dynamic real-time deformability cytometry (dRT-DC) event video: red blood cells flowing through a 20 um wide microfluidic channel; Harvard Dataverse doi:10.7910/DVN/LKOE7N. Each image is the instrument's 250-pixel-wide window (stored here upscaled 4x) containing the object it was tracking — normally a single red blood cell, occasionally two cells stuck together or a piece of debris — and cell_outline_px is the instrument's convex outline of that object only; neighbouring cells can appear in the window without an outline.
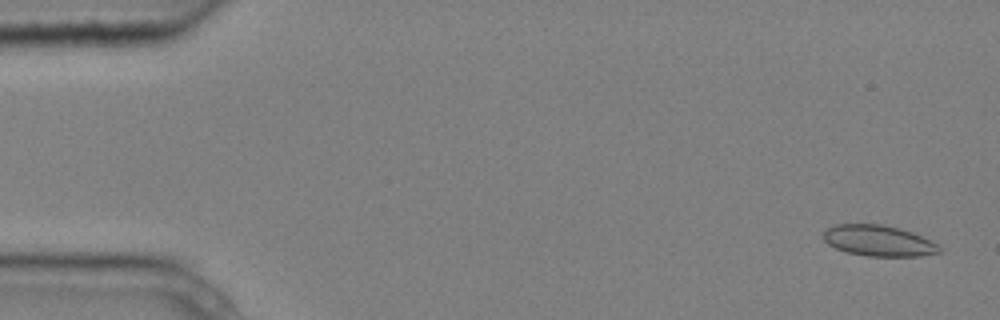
{"species": "common noctule bat (a hibernating species)", "species_latin": "Nyctalus noctula", "temperature_condition": "cold", "stored_images_in_passage": 9, "camera_frame_rate_fps": 3000, "um_per_image_px": 0.085, "animal": {"sex": "male", "body_mass_g": 20.4}, "frame": {"image": 1, "passage_image": 1, "time_ms": 0.0, "image_size_px": [1000, 320], "cell_outline_px": [[940, 252], [920, 256], [868, 256], [848, 252], [836, 248], [828, 244], [824, 240], [824, 232], [832, 224], [880, 224], [900, 228], [912, 232], [936, 244], [940, 248]], "centroid_in_image_um": [74.64, 20.45], "position_along_channel_um": 10.4, "area_um2": 20.63}}
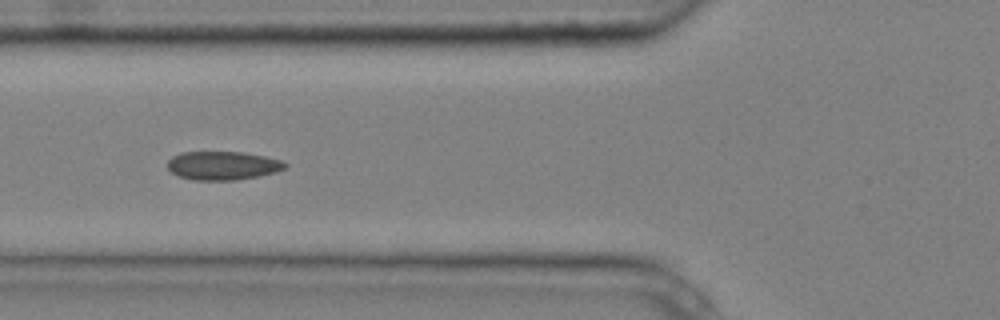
{"frame": {"image": 2, "passage_image": 6, "time_ms": 1.667, "image_size_px": [1000, 320], "cell_outline_px": [[288, 168], [276, 172], [236, 180], [192, 180], [180, 176], [172, 172], [168, 168], [168, 160], [172, 156], [180, 152], [244, 152], [264, 156], [280, 160], [288, 164]], "centroid_in_image_um": [18.94, 14.07], "position_along_channel_um": 106.9, "area_um2": 19.59}}
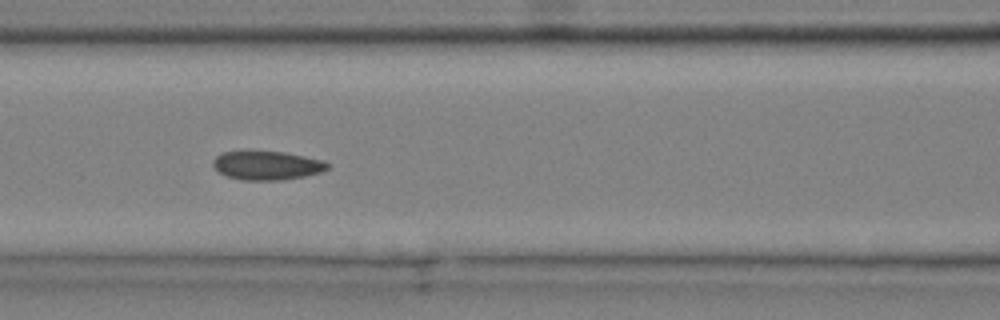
{"frame": {"image": 3, "passage_image": 7, "time_ms": 2.0, "image_size_px": [1000, 320], "cell_outline_px": [[332, 164], [328, 168], [320, 172], [304, 176], [280, 180], [244, 180], [228, 176], [220, 172], [212, 164], [212, 160], [216, 156], [224, 152], [284, 152], [324, 160]], "centroid_in_image_um": [22.73, 14.06], "position_along_channel_um": 143.9, "area_um2": 18.96}}